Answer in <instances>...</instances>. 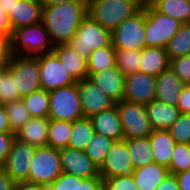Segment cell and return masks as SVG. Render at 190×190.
Wrapping results in <instances>:
<instances>
[{
    "mask_svg": "<svg viewBox=\"0 0 190 190\" xmlns=\"http://www.w3.org/2000/svg\"><path fill=\"white\" fill-rule=\"evenodd\" d=\"M87 15V0H74L43 6L41 22L56 46L68 44Z\"/></svg>",
    "mask_w": 190,
    "mask_h": 190,
    "instance_id": "cell-1",
    "label": "cell"
},
{
    "mask_svg": "<svg viewBox=\"0 0 190 190\" xmlns=\"http://www.w3.org/2000/svg\"><path fill=\"white\" fill-rule=\"evenodd\" d=\"M142 7L139 0H87V14L110 32Z\"/></svg>",
    "mask_w": 190,
    "mask_h": 190,
    "instance_id": "cell-2",
    "label": "cell"
},
{
    "mask_svg": "<svg viewBox=\"0 0 190 190\" xmlns=\"http://www.w3.org/2000/svg\"><path fill=\"white\" fill-rule=\"evenodd\" d=\"M49 33L42 22L15 28L9 39L10 55L38 56L53 52Z\"/></svg>",
    "mask_w": 190,
    "mask_h": 190,
    "instance_id": "cell-3",
    "label": "cell"
},
{
    "mask_svg": "<svg viewBox=\"0 0 190 190\" xmlns=\"http://www.w3.org/2000/svg\"><path fill=\"white\" fill-rule=\"evenodd\" d=\"M68 44L87 59L95 49L112 44L111 32L87 15Z\"/></svg>",
    "mask_w": 190,
    "mask_h": 190,
    "instance_id": "cell-4",
    "label": "cell"
},
{
    "mask_svg": "<svg viewBox=\"0 0 190 190\" xmlns=\"http://www.w3.org/2000/svg\"><path fill=\"white\" fill-rule=\"evenodd\" d=\"M50 120L76 121L84 117L77 83L48 91Z\"/></svg>",
    "mask_w": 190,
    "mask_h": 190,
    "instance_id": "cell-5",
    "label": "cell"
},
{
    "mask_svg": "<svg viewBox=\"0 0 190 190\" xmlns=\"http://www.w3.org/2000/svg\"><path fill=\"white\" fill-rule=\"evenodd\" d=\"M181 25L178 19L157 11L152 5L146 6V47L165 48Z\"/></svg>",
    "mask_w": 190,
    "mask_h": 190,
    "instance_id": "cell-6",
    "label": "cell"
},
{
    "mask_svg": "<svg viewBox=\"0 0 190 190\" xmlns=\"http://www.w3.org/2000/svg\"><path fill=\"white\" fill-rule=\"evenodd\" d=\"M145 27L146 6L111 32L113 47L120 50H142L146 47Z\"/></svg>",
    "mask_w": 190,
    "mask_h": 190,
    "instance_id": "cell-7",
    "label": "cell"
},
{
    "mask_svg": "<svg viewBox=\"0 0 190 190\" xmlns=\"http://www.w3.org/2000/svg\"><path fill=\"white\" fill-rule=\"evenodd\" d=\"M29 169L30 182L51 185L63 173L59 149L36 148Z\"/></svg>",
    "mask_w": 190,
    "mask_h": 190,
    "instance_id": "cell-8",
    "label": "cell"
},
{
    "mask_svg": "<svg viewBox=\"0 0 190 190\" xmlns=\"http://www.w3.org/2000/svg\"><path fill=\"white\" fill-rule=\"evenodd\" d=\"M7 67L16 78L20 98L41 89L40 67L36 57L10 55Z\"/></svg>",
    "mask_w": 190,
    "mask_h": 190,
    "instance_id": "cell-9",
    "label": "cell"
},
{
    "mask_svg": "<svg viewBox=\"0 0 190 190\" xmlns=\"http://www.w3.org/2000/svg\"><path fill=\"white\" fill-rule=\"evenodd\" d=\"M124 139L149 137L154 129L149 122L145 105L122 100L116 103Z\"/></svg>",
    "mask_w": 190,
    "mask_h": 190,
    "instance_id": "cell-10",
    "label": "cell"
},
{
    "mask_svg": "<svg viewBox=\"0 0 190 190\" xmlns=\"http://www.w3.org/2000/svg\"><path fill=\"white\" fill-rule=\"evenodd\" d=\"M35 57L38 59L40 67L41 89L51 91L77 83L54 52Z\"/></svg>",
    "mask_w": 190,
    "mask_h": 190,
    "instance_id": "cell-11",
    "label": "cell"
},
{
    "mask_svg": "<svg viewBox=\"0 0 190 190\" xmlns=\"http://www.w3.org/2000/svg\"><path fill=\"white\" fill-rule=\"evenodd\" d=\"M35 150L36 147L33 145L21 142L16 138L13 140L11 150L2 168L15 183L29 181V168Z\"/></svg>",
    "mask_w": 190,
    "mask_h": 190,
    "instance_id": "cell-12",
    "label": "cell"
},
{
    "mask_svg": "<svg viewBox=\"0 0 190 190\" xmlns=\"http://www.w3.org/2000/svg\"><path fill=\"white\" fill-rule=\"evenodd\" d=\"M134 171L127 147V139L114 141L104 162L99 167L100 177L104 180L114 176L130 175Z\"/></svg>",
    "mask_w": 190,
    "mask_h": 190,
    "instance_id": "cell-13",
    "label": "cell"
},
{
    "mask_svg": "<svg viewBox=\"0 0 190 190\" xmlns=\"http://www.w3.org/2000/svg\"><path fill=\"white\" fill-rule=\"evenodd\" d=\"M77 89L84 117L91 116L108 110L116 105V102L106 95L89 78L77 81Z\"/></svg>",
    "mask_w": 190,
    "mask_h": 190,
    "instance_id": "cell-14",
    "label": "cell"
},
{
    "mask_svg": "<svg viewBox=\"0 0 190 190\" xmlns=\"http://www.w3.org/2000/svg\"><path fill=\"white\" fill-rule=\"evenodd\" d=\"M156 77L140 71L125 76L123 100L147 105L155 100Z\"/></svg>",
    "mask_w": 190,
    "mask_h": 190,
    "instance_id": "cell-15",
    "label": "cell"
},
{
    "mask_svg": "<svg viewBox=\"0 0 190 190\" xmlns=\"http://www.w3.org/2000/svg\"><path fill=\"white\" fill-rule=\"evenodd\" d=\"M59 152L63 173L84 179L100 177L99 166L86 155L85 151L66 147L59 149Z\"/></svg>",
    "mask_w": 190,
    "mask_h": 190,
    "instance_id": "cell-16",
    "label": "cell"
},
{
    "mask_svg": "<svg viewBox=\"0 0 190 190\" xmlns=\"http://www.w3.org/2000/svg\"><path fill=\"white\" fill-rule=\"evenodd\" d=\"M88 78L116 103L123 100L125 76L116 66L88 74Z\"/></svg>",
    "mask_w": 190,
    "mask_h": 190,
    "instance_id": "cell-17",
    "label": "cell"
},
{
    "mask_svg": "<svg viewBox=\"0 0 190 190\" xmlns=\"http://www.w3.org/2000/svg\"><path fill=\"white\" fill-rule=\"evenodd\" d=\"M90 120L97 134L111 138L114 141L124 139L122 124L116 105L91 116Z\"/></svg>",
    "mask_w": 190,
    "mask_h": 190,
    "instance_id": "cell-18",
    "label": "cell"
},
{
    "mask_svg": "<svg viewBox=\"0 0 190 190\" xmlns=\"http://www.w3.org/2000/svg\"><path fill=\"white\" fill-rule=\"evenodd\" d=\"M42 7L40 0H18L8 14L13 29L40 23Z\"/></svg>",
    "mask_w": 190,
    "mask_h": 190,
    "instance_id": "cell-19",
    "label": "cell"
},
{
    "mask_svg": "<svg viewBox=\"0 0 190 190\" xmlns=\"http://www.w3.org/2000/svg\"><path fill=\"white\" fill-rule=\"evenodd\" d=\"M184 84L169 67L156 77L155 100L176 106Z\"/></svg>",
    "mask_w": 190,
    "mask_h": 190,
    "instance_id": "cell-20",
    "label": "cell"
},
{
    "mask_svg": "<svg viewBox=\"0 0 190 190\" xmlns=\"http://www.w3.org/2000/svg\"><path fill=\"white\" fill-rule=\"evenodd\" d=\"M48 125V117H32L15 133V138L36 148L46 147Z\"/></svg>",
    "mask_w": 190,
    "mask_h": 190,
    "instance_id": "cell-21",
    "label": "cell"
},
{
    "mask_svg": "<svg viewBox=\"0 0 190 190\" xmlns=\"http://www.w3.org/2000/svg\"><path fill=\"white\" fill-rule=\"evenodd\" d=\"M147 116L154 130H168L180 114L176 106L159 100H153L145 105Z\"/></svg>",
    "mask_w": 190,
    "mask_h": 190,
    "instance_id": "cell-22",
    "label": "cell"
},
{
    "mask_svg": "<svg viewBox=\"0 0 190 190\" xmlns=\"http://www.w3.org/2000/svg\"><path fill=\"white\" fill-rule=\"evenodd\" d=\"M53 52L76 81L88 78L87 59L79 55L69 44L56 45Z\"/></svg>",
    "mask_w": 190,
    "mask_h": 190,
    "instance_id": "cell-23",
    "label": "cell"
},
{
    "mask_svg": "<svg viewBox=\"0 0 190 190\" xmlns=\"http://www.w3.org/2000/svg\"><path fill=\"white\" fill-rule=\"evenodd\" d=\"M139 190H155L170 171L167 167L155 162L134 169L131 173Z\"/></svg>",
    "mask_w": 190,
    "mask_h": 190,
    "instance_id": "cell-24",
    "label": "cell"
},
{
    "mask_svg": "<svg viewBox=\"0 0 190 190\" xmlns=\"http://www.w3.org/2000/svg\"><path fill=\"white\" fill-rule=\"evenodd\" d=\"M153 161L169 168L176 141L168 130H154L149 136Z\"/></svg>",
    "mask_w": 190,
    "mask_h": 190,
    "instance_id": "cell-25",
    "label": "cell"
},
{
    "mask_svg": "<svg viewBox=\"0 0 190 190\" xmlns=\"http://www.w3.org/2000/svg\"><path fill=\"white\" fill-rule=\"evenodd\" d=\"M170 67V59L166 48L145 47L141 50L139 71L157 77Z\"/></svg>",
    "mask_w": 190,
    "mask_h": 190,
    "instance_id": "cell-26",
    "label": "cell"
},
{
    "mask_svg": "<svg viewBox=\"0 0 190 190\" xmlns=\"http://www.w3.org/2000/svg\"><path fill=\"white\" fill-rule=\"evenodd\" d=\"M95 130L90 118L83 117L72 122V130L68 147L85 151L88 143L95 135Z\"/></svg>",
    "mask_w": 190,
    "mask_h": 190,
    "instance_id": "cell-27",
    "label": "cell"
},
{
    "mask_svg": "<svg viewBox=\"0 0 190 190\" xmlns=\"http://www.w3.org/2000/svg\"><path fill=\"white\" fill-rule=\"evenodd\" d=\"M127 147L134 169L154 162L149 137L127 139Z\"/></svg>",
    "mask_w": 190,
    "mask_h": 190,
    "instance_id": "cell-28",
    "label": "cell"
},
{
    "mask_svg": "<svg viewBox=\"0 0 190 190\" xmlns=\"http://www.w3.org/2000/svg\"><path fill=\"white\" fill-rule=\"evenodd\" d=\"M71 130L72 122L49 119L47 146L53 147L55 149L68 147Z\"/></svg>",
    "mask_w": 190,
    "mask_h": 190,
    "instance_id": "cell-29",
    "label": "cell"
},
{
    "mask_svg": "<svg viewBox=\"0 0 190 190\" xmlns=\"http://www.w3.org/2000/svg\"><path fill=\"white\" fill-rule=\"evenodd\" d=\"M152 6L157 11L178 19L182 23L190 22V3L186 0H157Z\"/></svg>",
    "mask_w": 190,
    "mask_h": 190,
    "instance_id": "cell-30",
    "label": "cell"
},
{
    "mask_svg": "<svg viewBox=\"0 0 190 190\" xmlns=\"http://www.w3.org/2000/svg\"><path fill=\"white\" fill-rule=\"evenodd\" d=\"M165 48L170 60L190 54V22L182 23Z\"/></svg>",
    "mask_w": 190,
    "mask_h": 190,
    "instance_id": "cell-31",
    "label": "cell"
},
{
    "mask_svg": "<svg viewBox=\"0 0 190 190\" xmlns=\"http://www.w3.org/2000/svg\"><path fill=\"white\" fill-rule=\"evenodd\" d=\"M115 48L111 44L103 48L95 49L87 58L88 74L103 71L115 66Z\"/></svg>",
    "mask_w": 190,
    "mask_h": 190,
    "instance_id": "cell-32",
    "label": "cell"
},
{
    "mask_svg": "<svg viewBox=\"0 0 190 190\" xmlns=\"http://www.w3.org/2000/svg\"><path fill=\"white\" fill-rule=\"evenodd\" d=\"M31 117H48L49 93L44 89L21 98Z\"/></svg>",
    "mask_w": 190,
    "mask_h": 190,
    "instance_id": "cell-33",
    "label": "cell"
},
{
    "mask_svg": "<svg viewBox=\"0 0 190 190\" xmlns=\"http://www.w3.org/2000/svg\"><path fill=\"white\" fill-rule=\"evenodd\" d=\"M141 50H115V66L123 73L124 76L139 71Z\"/></svg>",
    "mask_w": 190,
    "mask_h": 190,
    "instance_id": "cell-34",
    "label": "cell"
},
{
    "mask_svg": "<svg viewBox=\"0 0 190 190\" xmlns=\"http://www.w3.org/2000/svg\"><path fill=\"white\" fill-rule=\"evenodd\" d=\"M4 107L9 119L10 129L13 133H16L32 118L21 98L4 104Z\"/></svg>",
    "mask_w": 190,
    "mask_h": 190,
    "instance_id": "cell-35",
    "label": "cell"
},
{
    "mask_svg": "<svg viewBox=\"0 0 190 190\" xmlns=\"http://www.w3.org/2000/svg\"><path fill=\"white\" fill-rule=\"evenodd\" d=\"M114 140L95 133L94 137L88 143L85 153L99 167L104 162L105 157L110 150Z\"/></svg>",
    "mask_w": 190,
    "mask_h": 190,
    "instance_id": "cell-36",
    "label": "cell"
},
{
    "mask_svg": "<svg viewBox=\"0 0 190 190\" xmlns=\"http://www.w3.org/2000/svg\"><path fill=\"white\" fill-rule=\"evenodd\" d=\"M168 169L173 175L190 169V144L176 143Z\"/></svg>",
    "mask_w": 190,
    "mask_h": 190,
    "instance_id": "cell-37",
    "label": "cell"
},
{
    "mask_svg": "<svg viewBox=\"0 0 190 190\" xmlns=\"http://www.w3.org/2000/svg\"><path fill=\"white\" fill-rule=\"evenodd\" d=\"M18 99H20V96L16 85V78L7 70L0 80V103L6 104Z\"/></svg>",
    "mask_w": 190,
    "mask_h": 190,
    "instance_id": "cell-38",
    "label": "cell"
},
{
    "mask_svg": "<svg viewBox=\"0 0 190 190\" xmlns=\"http://www.w3.org/2000/svg\"><path fill=\"white\" fill-rule=\"evenodd\" d=\"M168 131L176 143L190 144V114L180 113Z\"/></svg>",
    "mask_w": 190,
    "mask_h": 190,
    "instance_id": "cell-39",
    "label": "cell"
},
{
    "mask_svg": "<svg viewBox=\"0 0 190 190\" xmlns=\"http://www.w3.org/2000/svg\"><path fill=\"white\" fill-rule=\"evenodd\" d=\"M103 181L104 190H139L132 174L114 176L106 178Z\"/></svg>",
    "mask_w": 190,
    "mask_h": 190,
    "instance_id": "cell-40",
    "label": "cell"
},
{
    "mask_svg": "<svg viewBox=\"0 0 190 190\" xmlns=\"http://www.w3.org/2000/svg\"><path fill=\"white\" fill-rule=\"evenodd\" d=\"M170 68L184 85H190V54L171 59Z\"/></svg>",
    "mask_w": 190,
    "mask_h": 190,
    "instance_id": "cell-41",
    "label": "cell"
},
{
    "mask_svg": "<svg viewBox=\"0 0 190 190\" xmlns=\"http://www.w3.org/2000/svg\"><path fill=\"white\" fill-rule=\"evenodd\" d=\"M53 190H77V176L62 173L51 185Z\"/></svg>",
    "mask_w": 190,
    "mask_h": 190,
    "instance_id": "cell-42",
    "label": "cell"
},
{
    "mask_svg": "<svg viewBox=\"0 0 190 190\" xmlns=\"http://www.w3.org/2000/svg\"><path fill=\"white\" fill-rule=\"evenodd\" d=\"M15 133L13 132H0V167L4 166L7 155L11 150Z\"/></svg>",
    "mask_w": 190,
    "mask_h": 190,
    "instance_id": "cell-43",
    "label": "cell"
},
{
    "mask_svg": "<svg viewBox=\"0 0 190 190\" xmlns=\"http://www.w3.org/2000/svg\"><path fill=\"white\" fill-rule=\"evenodd\" d=\"M77 190H104V181L101 177L88 179L77 177Z\"/></svg>",
    "mask_w": 190,
    "mask_h": 190,
    "instance_id": "cell-44",
    "label": "cell"
},
{
    "mask_svg": "<svg viewBox=\"0 0 190 190\" xmlns=\"http://www.w3.org/2000/svg\"><path fill=\"white\" fill-rule=\"evenodd\" d=\"M176 107L180 113L190 114V85L183 86Z\"/></svg>",
    "mask_w": 190,
    "mask_h": 190,
    "instance_id": "cell-45",
    "label": "cell"
},
{
    "mask_svg": "<svg viewBox=\"0 0 190 190\" xmlns=\"http://www.w3.org/2000/svg\"><path fill=\"white\" fill-rule=\"evenodd\" d=\"M13 27L8 14L0 6V34L10 39L12 35Z\"/></svg>",
    "mask_w": 190,
    "mask_h": 190,
    "instance_id": "cell-46",
    "label": "cell"
},
{
    "mask_svg": "<svg viewBox=\"0 0 190 190\" xmlns=\"http://www.w3.org/2000/svg\"><path fill=\"white\" fill-rule=\"evenodd\" d=\"M10 58L9 39L0 34V64H7Z\"/></svg>",
    "mask_w": 190,
    "mask_h": 190,
    "instance_id": "cell-47",
    "label": "cell"
},
{
    "mask_svg": "<svg viewBox=\"0 0 190 190\" xmlns=\"http://www.w3.org/2000/svg\"><path fill=\"white\" fill-rule=\"evenodd\" d=\"M155 190H180L177 178L175 175L169 174Z\"/></svg>",
    "mask_w": 190,
    "mask_h": 190,
    "instance_id": "cell-48",
    "label": "cell"
},
{
    "mask_svg": "<svg viewBox=\"0 0 190 190\" xmlns=\"http://www.w3.org/2000/svg\"><path fill=\"white\" fill-rule=\"evenodd\" d=\"M0 190H15V182L0 167Z\"/></svg>",
    "mask_w": 190,
    "mask_h": 190,
    "instance_id": "cell-49",
    "label": "cell"
},
{
    "mask_svg": "<svg viewBox=\"0 0 190 190\" xmlns=\"http://www.w3.org/2000/svg\"><path fill=\"white\" fill-rule=\"evenodd\" d=\"M180 190H190V169L175 175Z\"/></svg>",
    "mask_w": 190,
    "mask_h": 190,
    "instance_id": "cell-50",
    "label": "cell"
},
{
    "mask_svg": "<svg viewBox=\"0 0 190 190\" xmlns=\"http://www.w3.org/2000/svg\"><path fill=\"white\" fill-rule=\"evenodd\" d=\"M15 190H45V184L23 181L15 183Z\"/></svg>",
    "mask_w": 190,
    "mask_h": 190,
    "instance_id": "cell-51",
    "label": "cell"
},
{
    "mask_svg": "<svg viewBox=\"0 0 190 190\" xmlns=\"http://www.w3.org/2000/svg\"><path fill=\"white\" fill-rule=\"evenodd\" d=\"M0 132H12L4 104L0 103Z\"/></svg>",
    "mask_w": 190,
    "mask_h": 190,
    "instance_id": "cell-52",
    "label": "cell"
},
{
    "mask_svg": "<svg viewBox=\"0 0 190 190\" xmlns=\"http://www.w3.org/2000/svg\"><path fill=\"white\" fill-rule=\"evenodd\" d=\"M17 1L18 0H0V6L5 10L7 14H9L10 10H12Z\"/></svg>",
    "mask_w": 190,
    "mask_h": 190,
    "instance_id": "cell-53",
    "label": "cell"
},
{
    "mask_svg": "<svg viewBox=\"0 0 190 190\" xmlns=\"http://www.w3.org/2000/svg\"><path fill=\"white\" fill-rule=\"evenodd\" d=\"M69 1H74V0H40V2L42 3V6L57 5V4H61L64 2H69Z\"/></svg>",
    "mask_w": 190,
    "mask_h": 190,
    "instance_id": "cell-54",
    "label": "cell"
},
{
    "mask_svg": "<svg viewBox=\"0 0 190 190\" xmlns=\"http://www.w3.org/2000/svg\"><path fill=\"white\" fill-rule=\"evenodd\" d=\"M8 70L7 64H0V80L2 79L4 73Z\"/></svg>",
    "mask_w": 190,
    "mask_h": 190,
    "instance_id": "cell-55",
    "label": "cell"
},
{
    "mask_svg": "<svg viewBox=\"0 0 190 190\" xmlns=\"http://www.w3.org/2000/svg\"><path fill=\"white\" fill-rule=\"evenodd\" d=\"M141 5L143 7L148 6V5H152L154 2H156L157 0H139Z\"/></svg>",
    "mask_w": 190,
    "mask_h": 190,
    "instance_id": "cell-56",
    "label": "cell"
},
{
    "mask_svg": "<svg viewBox=\"0 0 190 190\" xmlns=\"http://www.w3.org/2000/svg\"><path fill=\"white\" fill-rule=\"evenodd\" d=\"M45 190H53L50 186L45 185Z\"/></svg>",
    "mask_w": 190,
    "mask_h": 190,
    "instance_id": "cell-57",
    "label": "cell"
}]
</instances>
